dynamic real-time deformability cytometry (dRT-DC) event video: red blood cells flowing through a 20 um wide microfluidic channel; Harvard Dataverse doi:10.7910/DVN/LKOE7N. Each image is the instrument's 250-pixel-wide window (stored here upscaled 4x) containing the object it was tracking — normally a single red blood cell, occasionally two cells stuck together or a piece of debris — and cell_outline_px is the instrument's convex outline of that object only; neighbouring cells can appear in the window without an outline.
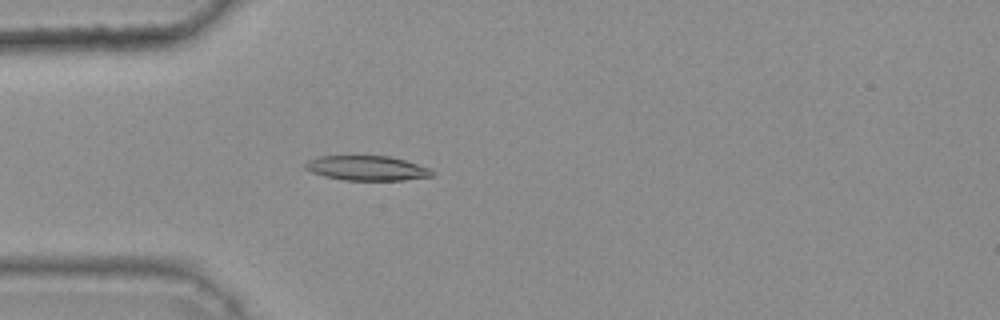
{"species": "common noctule bat (a hibernating species)", "species_latin": "Nyctalus noctula", "temperature_condition": "warm", "stored_images_in_passage": 32, "camera_frame_rate_fps": 3000, "um_per_image_px": 0.085, "animal": {"sex": "female", "body_mass_g": 25.1}, "frame": {"image": 1, "passage_image": 1, "time_ms": 0.0, "image_size_px": [1000, 320], "cell_outline_px": [[436, 172], [432, 176], [404, 180], [344, 180], [324, 176], [312, 172], [304, 168], [304, 164], [308, 160], [316, 156], [388, 156], [404, 160], [432, 168]], "centroid_in_image_um": [31.2, 14.29], "position_along_channel_um": 53.8, "area_um2": 18.38}}
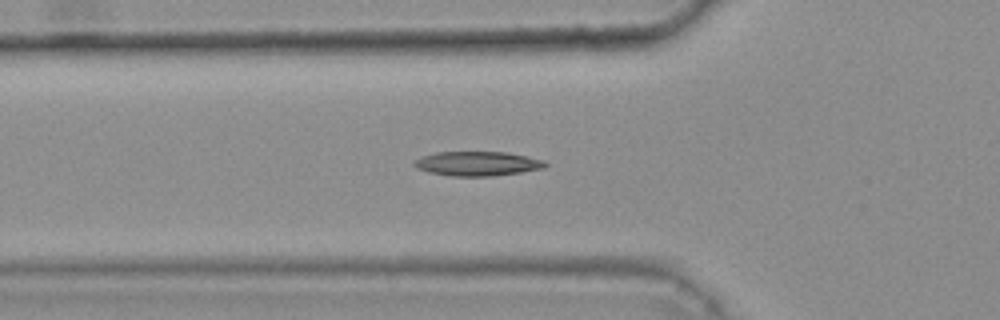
{"frame": {"image": 2, "passage_image": 4, "time_ms": 1.0, "image_size_px": [1000, 320], "cell_outline_px": [[548, 164], [544, 168], [520, 172], [492, 176], [452, 176], [428, 172], [416, 168], [412, 164], [412, 160], [420, 156], [436, 152], [508, 152], [544, 160]], "centroid_in_image_um": [40.53, 13.9], "position_along_channel_um": 85.3, "area_um2": 18.79}}
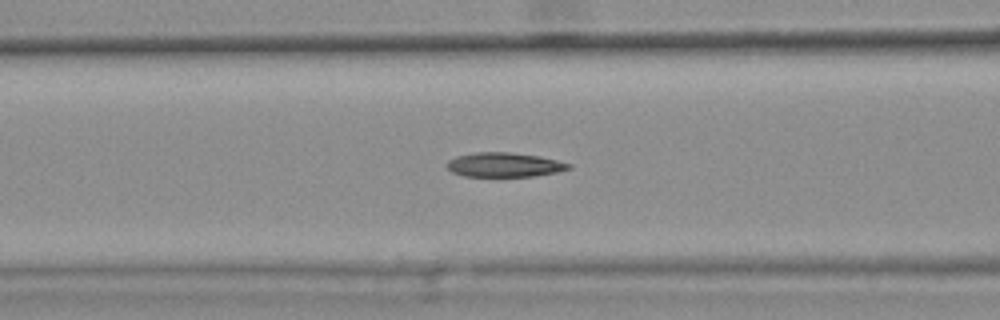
{"frame": {"image": 3, "passage_image": 7, "time_ms": 2.0, "image_size_px": [1000, 320], "cell_outline_px": [[572, 168], [556, 172], [532, 176], [464, 176], [452, 172], [444, 164], [448, 160], [456, 156], [472, 152], [512, 152], [540, 156], [572, 164]], "centroid_in_image_um": [42.83, 13.99], "position_along_channel_um": 123.8, "area_um2": 17.4}, "authors_computed_cell_mechanics": {"area_um2": 17.629, "velocity_mm_per_s": 3.8036, "shape_relaxation_time_tau1_ms": 7.7083, "shape_relaxation_time_tau2_ms": 3.35, "deformation_change_tau1": 0.2152, "deformation_change_tau2": 0.1138}}